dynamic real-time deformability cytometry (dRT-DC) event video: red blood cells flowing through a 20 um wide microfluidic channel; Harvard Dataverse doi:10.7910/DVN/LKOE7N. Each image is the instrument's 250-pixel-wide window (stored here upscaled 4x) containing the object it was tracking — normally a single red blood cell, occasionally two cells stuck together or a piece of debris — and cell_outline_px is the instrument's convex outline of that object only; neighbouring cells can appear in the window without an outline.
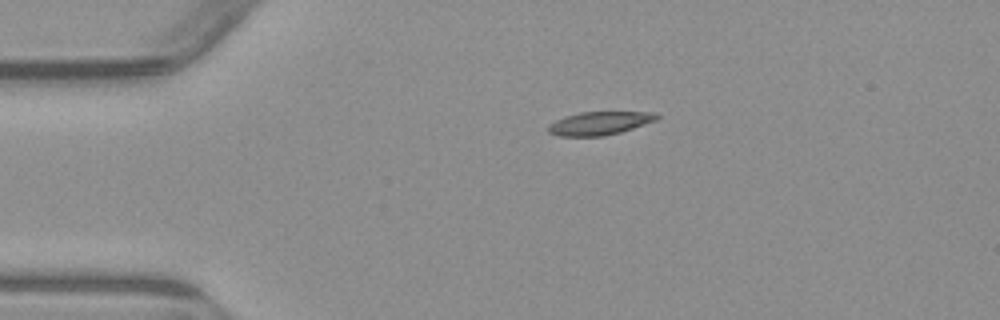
{"species": "common noctule bat (a hibernating species)", "species_latin": "Nyctalus noctula", "temperature_condition": "warm", "stored_images_in_passage": 2, "camera_frame_rate_fps": 3000, "um_per_image_px": 0.085, "animal": {"sex": "male", "body_mass_g": 23.1, "forearm_length_mm": 52.7}, "frame": {"image": 1, "passage_image": 1, "time_ms": 0.0, "image_size_px": [1000, 320], "cell_outline_px": [[660, 116], [656, 120], [620, 132], [604, 136], [560, 136], [548, 132], [548, 124], [564, 116], [580, 112], [656, 112]], "centroid_in_image_um": [50.94, 10.47], "position_along_channel_um": 34.1, "area_um2": 14.68}}